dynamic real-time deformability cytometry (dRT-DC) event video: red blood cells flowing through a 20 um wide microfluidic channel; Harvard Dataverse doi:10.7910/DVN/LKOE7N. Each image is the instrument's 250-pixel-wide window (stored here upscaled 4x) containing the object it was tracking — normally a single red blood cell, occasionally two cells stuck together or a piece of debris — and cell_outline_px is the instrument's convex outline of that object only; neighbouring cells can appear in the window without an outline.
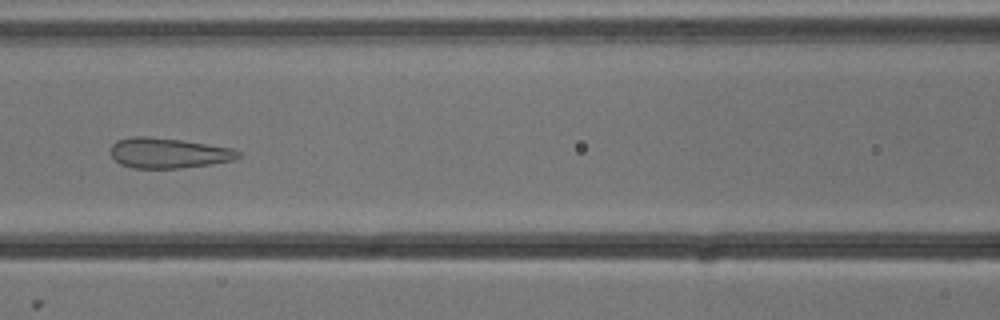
{"species": "common noctule bat (a hibernating species)", "species_latin": "Nyctalus noctula", "temperature_condition": "cold", "stored_images_in_passage": 6, "camera_frame_rate_fps": 3000, "um_per_image_px": 0.085, "animal": {"sex": "male", "body_mass_g": 13.3}, "frame": {"image": 1, "passage_image": 6, "time_ms": 1.667, "image_size_px": [1000, 320], "cell_outline_px": [[240, 156], [232, 160], [212, 164], [180, 168], [132, 168], [120, 164], [108, 152], [112, 144], [116, 140], [132, 136], [148, 136], [184, 140], [232, 148], [240, 152]], "centroid_in_image_um": [14.27, 13.0], "position_along_channel_um": 152.3, "area_um2": 22.72}}